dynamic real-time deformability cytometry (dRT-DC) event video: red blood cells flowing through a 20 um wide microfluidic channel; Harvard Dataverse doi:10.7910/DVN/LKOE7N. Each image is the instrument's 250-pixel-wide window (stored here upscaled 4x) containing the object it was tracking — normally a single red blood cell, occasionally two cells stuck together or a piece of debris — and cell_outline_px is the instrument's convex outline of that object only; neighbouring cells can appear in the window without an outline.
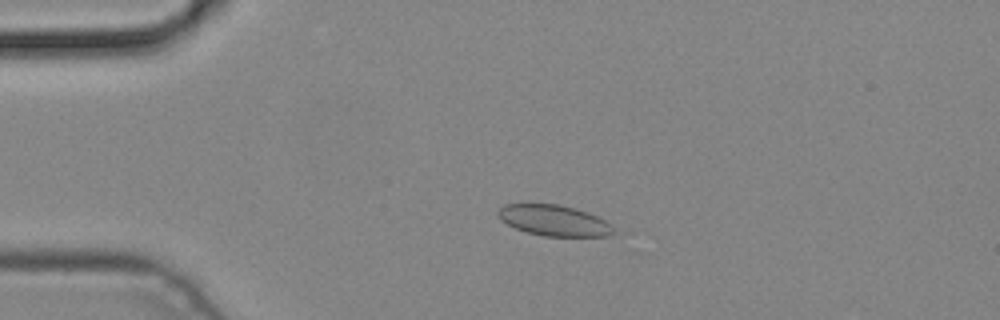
{"species": "common noctule bat (a hibernating species)", "species_latin": "Nyctalus noctula", "temperature_condition": "cold", "stored_images_in_passage": 4, "camera_frame_rate_fps": 3000, "um_per_image_px": 0.085, "animal": {"sex": "male", "body_mass_g": 19.2, "forearm_length_mm": 51.8}, "frame": {"image": 1, "passage_image": 3, "time_ms": 0.667, "image_size_px": [1000, 320], "cell_outline_px": [[616, 232], [608, 236], [544, 236], [528, 232], [516, 228], [500, 220], [496, 216], [496, 212], [504, 204], [560, 204], [576, 208], [588, 212], [612, 224]], "centroid_in_image_um": [47.09, 18.73], "position_along_channel_um": 37.9, "area_um2": 20.87}}